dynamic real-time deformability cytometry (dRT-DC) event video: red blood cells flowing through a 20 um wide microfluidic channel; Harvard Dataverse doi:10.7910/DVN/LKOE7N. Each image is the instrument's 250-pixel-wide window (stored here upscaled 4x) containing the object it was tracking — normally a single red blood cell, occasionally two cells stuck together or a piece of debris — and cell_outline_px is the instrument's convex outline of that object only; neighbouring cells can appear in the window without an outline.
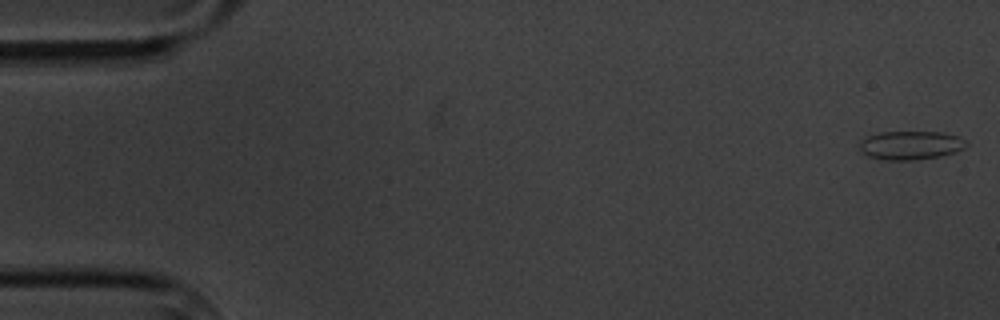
{"species": "common noctule bat (a hibernating species)", "species_latin": "Nyctalus noctula", "temperature_condition": "cold", "stored_images_in_passage": 5, "camera_frame_rate_fps": 3000, "um_per_image_px": 0.085, "animal": {"sex": "male", "body_mass_g": 20.1, "forearm_length_mm": 53.5}, "frame": {"image": 1, "passage_image": 1, "time_ms": 0.0, "image_size_px": [1000, 320], "cell_outline_px": [[968, 144], [964, 148], [940, 156], [912, 160], [888, 160], [868, 156], [860, 152], [860, 140], [868, 136], [880, 132], [944, 132], [956, 136], [964, 140]], "centroid_in_image_um": [77.37, 12.34], "position_along_channel_um": 7.6, "area_um2": 17.69}}